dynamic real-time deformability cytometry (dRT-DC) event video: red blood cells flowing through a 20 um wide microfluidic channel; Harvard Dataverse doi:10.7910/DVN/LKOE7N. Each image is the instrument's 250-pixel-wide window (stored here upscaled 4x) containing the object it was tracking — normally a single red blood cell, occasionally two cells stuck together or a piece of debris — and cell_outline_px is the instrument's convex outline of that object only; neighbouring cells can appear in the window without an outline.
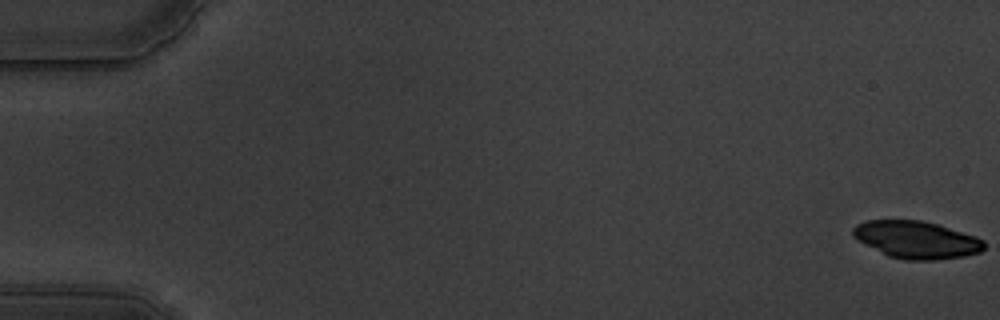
{"species": "common noctule bat (a hibernating species)", "species_latin": "Nyctalus noctula", "temperature_condition": "warm", "stored_images_in_passage": 58, "camera_frame_rate_fps": 3000, "um_per_image_px": 0.085, "animal": {"sex": "male", "body_mass_g": 19.5, "forearm_length_mm": 54.6}, "frame": {"image": 1, "passage_image": 1, "time_ms": 0.0, "image_size_px": [1000, 320], "cell_outline_px": [[984, 248], [980, 252], [964, 256], [936, 260], [904, 260], [888, 256], [856, 240], [852, 236], [852, 228], [856, 224], [868, 220], [920, 220], [936, 224], [976, 236], [984, 240]], "centroid_in_image_um": [77.87, 20.38], "position_along_channel_um": 7.1, "area_um2": 28.61}}